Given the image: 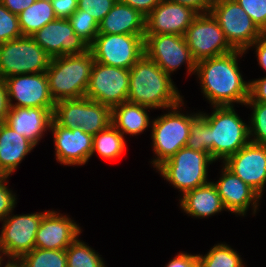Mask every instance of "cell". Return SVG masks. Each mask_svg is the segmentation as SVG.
Wrapping results in <instances>:
<instances>
[{
  "mask_svg": "<svg viewBox=\"0 0 266 267\" xmlns=\"http://www.w3.org/2000/svg\"><path fill=\"white\" fill-rule=\"evenodd\" d=\"M246 52L234 50L231 53L202 59L197 62L195 75L205 98L213 106L245 105L249 99L250 82L243 79L238 66V57Z\"/></svg>",
  "mask_w": 266,
  "mask_h": 267,
  "instance_id": "obj_1",
  "label": "cell"
},
{
  "mask_svg": "<svg viewBox=\"0 0 266 267\" xmlns=\"http://www.w3.org/2000/svg\"><path fill=\"white\" fill-rule=\"evenodd\" d=\"M172 80L144 54L130 68L127 101L151 109L168 110L183 101Z\"/></svg>",
  "mask_w": 266,
  "mask_h": 267,
  "instance_id": "obj_2",
  "label": "cell"
},
{
  "mask_svg": "<svg viewBox=\"0 0 266 267\" xmlns=\"http://www.w3.org/2000/svg\"><path fill=\"white\" fill-rule=\"evenodd\" d=\"M94 62L90 49L81 54L51 58L45 73L55 103L85 97Z\"/></svg>",
  "mask_w": 266,
  "mask_h": 267,
  "instance_id": "obj_3",
  "label": "cell"
},
{
  "mask_svg": "<svg viewBox=\"0 0 266 267\" xmlns=\"http://www.w3.org/2000/svg\"><path fill=\"white\" fill-rule=\"evenodd\" d=\"M212 114L200 112L210 125V155L214 161L237 153L250 143L249 125L243 122L234 106H213Z\"/></svg>",
  "mask_w": 266,
  "mask_h": 267,
  "instance_id": "obj_4",
  "label": "cell"
},
{
  "mask_svg": "<svg viewBox=\"0 0 266 267\" xmlns=\"http://www.w3.org/2000/svg\"><path fill=\"white\" fill-rule=\"evenodd\" d=\"M215 162L210 153L198 152L188 147L178 150L170 159L159 165L161 176L178 189L182 195L208 181V165Z\"/></svg>",
  "mask_w": 266,
  "mask_h": 267,
  "instance_id": "obj_5",
  "label": "cell"
},
{
  "mask_svg": "<svg viewBox=\"0 0 266 267\" xmlns=\"http://www.w3.org/2000/svg\"><path fill=\"white\" fill-rule=\"evenodd\" d=\"M52 119L64 128L78 127L94 136L112 124V108L87 97L65 99L55 103Z\"/></svg>",
  "mask_w": 266,
  "mask_h": 267,
  "instance_id": "obj_6",
  "label": "cell"
},
{
  "mask_svg": "<svg viewBox=\"0 0 266 267\" xmlns=\"http://www.w3.org/2000/svg\"><path fill=\"white\" fill-rule=\"evenodd\" d=\"M183 102L169 108L168 113L152 120L151 137L155 158L151 164L154 168L186 146L190 135V114L180 112V107L184 106Z\"/></svg>",
  "mask_w": 266,
  "mask_h": 267,
  "instance_id": "obj_7",
  "label": "cell"
},
{
  "mask_svg": "<svg viewBox=\"0 0 266 267\" xmlns=\"http://www.w3.org/2000/svg\"><path fill=\"white\" fill-rule=\"evenodd\" d=\"M51 58L30 36L0 43V78L45 72Z\"/></svg>",
  "mask_w": 266,
  "mask_h": 267,
  "instance_id": "obj_8",
  "label": "cell"
},
{
  "mask_svg": "<svg viewBox=\"0 0 266 267\" xmlns=\"http://www.w3.org/2000/svg\"><path fill=\"white\" fill-rule=\"evenodd\" d=\"M210 13L218 21L227 41L235 50L247 52V49L264 35L235 0L213 3Z\"/></svg>",
  "mask_w": 266,
  "mask_h": 267,
  "instance_id": "obj_9",
  "label": "cell"
},
{
  "mask_svg": "<svg viewBox=\"0 0 266 267\" xmlns=\"http://www.w3.org/2000/svg\"><path fill=\"white\" fill-rule=\"evenodd\" d=\"M47 212L22 215H14L11 212L1 221L3 222L0 232V256L2 260L7 257L8 260L18 261L35 248L36 233L42 217Z\"/></svg>",
  "mask_w": 266,
  "mask_h": 267,
  "instance_id": "obj_10",
  "label": "cell"
},
{
  "mask_svg": "<svg viewBox=\"0 0 266 267\" xmlns=\"http://www.w3.org/2000/svg\"><path fill=\"white\" fill-rule=\"evenodd\" d=\"M144 36L98 34L89 49L95 62L130 69L145 54Z\"/></svg>",
  "mask_w": 266,
  "mask_h": 267,
  "instance_id": "obj_11",
  "label": "cell"
},
{
  "mask_svg": "<svg viewBox=\"0 0 266 267\" xmlns=\"http://www.w3.org/2000/svg\"><path fill=\"white\" fill-rule=\"evenodd\" d=\"M145 55L154 61L171 77L181 65L186 64L187 72H196L197 61L193 58L185 37L173 34H157L144 36Z\"/></svg>",
  "mask_w": 266,
  "mask_h": 267,
  "instance_id": "obj_12",
  "label": "cell"
},
{
  "mask_svg": "<svg viewBox=\"0 0 266 267\" xmlns=\"http://www.w3.org/2000/svg\"><path fill=\"white\" fill-rule=\"evenodd\" d=\"M184 37L197 62L206 58L222 56L235 50L210 12L198 14L187 28Z\"/></svg>",
  "mask_w": 266,
  "mask_h": 267,
  "instance_id": "obj_13",
  "label": "cell"
},
{
  "mask_svg": "<svg viewBox=\"0 0 266 267\" xmlns=\"http://www.w3.org/2000/svg\"><path fill=\"white\" fill-rule=\"evenodd\" d=\"M130 69L94 62L85 97L113 108L127 101Z\"/></svg>",
  "mask_w": 266,
  "mask_h": 267,
  "instance_id": "obj_14",
  "label": "cell"
},
{
  "mask_svg": "<svg viewBox=\"0 0 266 267\" xmlns=\"http://www.w3.org/2000/svg\"><path fill=\"white\" fill-rule=\"evenodd\" d=\"M4 81L10 107L46 108L53 114L55 102L45 72L14 75ZM14 99L16 103H13Z\"/></svg>",
  "mask_w": 266,
  "mask_h": 267,
  "instance_id": "obj_15",
  "label": "cell"
},
{
  "mask_svg": "<svg viewBox=\"0 0 266 267\" xmlns=\"http://www.w3.org/2000/svg\"><path fill=\"white\" fill-rule=\"evenodd\" d=\"M223 163L262 197L266 184V145L250 142Z\"/></svg>",
  "mask_w": 266,
  "mask_h": 267,
  "instance_id": "obj_16",
  "label": "cell"
},
{
  "mask_svg": "<svg viewBox=\"0 0 266 267\" xmlns=\"http://www.w3.org/2000/svg\"><path fill=\"white\" fill-rule=\"evenodd\" d=\"M31 37L52 58L81 54L89 50V45L74 32L68 19L57 18Z\"/></svg>",
  "mask_w": 266,
  "mask_h": 267,
  "instance_id": "obj_17",
  "label": "cell"
},
{
  "mask_svg": "<svg viewBox=\"0 0 266 267\" xmlns=\"http://www.w3.org/2000/svg\"><path fill=\"white\" fill-rule=\"evenodd\" d=\"M53 134L55 158L64 165H84L91 158L93 136L81 128L68 129L58 125L53 119L50 123Z\"/></svg>",
  "mask_w": 266,
  "mask_h": 267,
  "instance_id": "obj_18",
  "label": "cell"
},
{
  "mask_svg": "<svg viewBox=\"0 0 266 267\" xmlns=\"http://www.w3.org/2000/svg\"><path fill=\"white\" fill-rule=\"evenodd\" d=\"M198 15L191 7L161 0L146 16L145 35L173 34L184 36L193 19Z\"/></svg>",
  "mask_w": 266,
  "mask_h": 267,
  "instance_id": "obj_19",
  "label": "cell"
},
{
  "mask_svg": "<svg viewBox=\"0 0 266 267\" xmlns=\"http://www.w3.org/2000/svg\"><path fill=\"white\" fill-rule=\"evenodd\" d=\"M79 224L70 217L54 210L42 217L35 237V248L66 250L81 233Z\"/></svg>",
  "mask_w": 266,
  "mask_h": 267,
  "instance_id": "obj_20",
  "label": "cell"
},
{
  "mask_svg": "<svg viewBox=\"0 0 266 267\" xmlns=\"http://www.w3.org/2000/svg\"><path fill=\"white\" fill-rule=\"evenodd\" d=\"M222 167V174L214 184L226 211L245 216L249 207L253 206V214L256 215L262 197L224 165Z\"/></svg>",
  "mask_w": 266,
  "mask_h": 267,
  "instance_id": "obj_21",
  "label": "cell"
},
{
  "mask_svg": "<svg viewBox=\"0 0 266 267\" xmlns=\"http://www.w3.org/2000/svg\"><path fill=\"white\" fill-rule=\"evenodd\" d=\"M51 121L52 113L46 108L10 107L5 123L36 146Z\"/></svg>",
  "mask_w": 266,
  "mask_h": 267,
  "instance_id": "obj_22",
  "label": "cell"
},
{
  "mask_svg": "<svg viewBox=\"0 0 266 267\" xmlns=\"http://www.w3.org/2000/svg\"><path fill=\"white\" fill-rule=\"evenodd\" d=\"M99 34L145 35L146 17L118 0L99 22Z\"/></svg>",
  "mask_w": 266,
  "mask_h": 267,
  "instance_id": "obj_23",
  "label": "cell"
},
{
  "mask_svg": "<svg viewBox=\"0 0 266 267\" xmlns=\"http://www.w3.org/2000/svg\"><path fill=\"white\" fill-rule=\"evenodd\" d=\"M35 147L5 122L0 123V176H10Z\"/></svg>",
  "mask_w": 266,
  "mask_h": 267,
  "instance_id": "obj_24",
  "label": "cell"
},
{
  "mask_svg": "<svg viewBox=\"0 0 266 267\" xmlns=\"http://www.w3.org/2000/svg\"><path fill=\"white\" fill-rule=\"evenodd\" d=\"M179 201L181 209L194 218H207L223 210L226 211L212 181L187 191Z\"/></svg>",
  "mask_w": 266,
  "mask_h": 267,
  "instance_id": "obj_25",
  "label": "cell"
},
{
  "mask_svg": "<svg viewBox=\"0 0 266 267\" xmlns=\"http://www.w3.org/2000/svg\"><path fill=\"white\" fill-rule=\"evenodd\" d=\"M151 109L136 103L123 102L112 108V125L123 135H138L151 127L147 110Z\"/></svg>",
  "mask_w": 266,
  "mask_h": 267,
  "instance_id": "obj_26",
  "label": "cell"
},
{
  "mask_svg": "<svg viewBox=\"0 0 266 267\" xmlns=\"http://www.w3.org/2000/svg\"><path fill=\"white\" fill-rule=\"evenodd\" d=\"M50 0H36L18 15L23 36H32L51 21L56 20Z\"/></svg>",
  "mask_w": 266,
  "mask_h": 267,
  "instance_id": "obj_27",
  "label": "cell"
},
{
  "mask_svg": "<svg viewBox=\"0 0 266 267\" xmlns=\"http://www.w3.org/2000/svg\"><path fill=\"white\" fill-rule=\"evenodd\" d=\"M126 148L124 135L112 124L103 131L93 136L92 155L96 152L106 160H116Z\"/></svg>",
  "mask_w": 266,
  "mask_h": 267,
  "instance_id": "obj_28",
  "label": "cell"
},
{
  "mask_svg": "<svg viewBox=\"0 0 266 267\" xmlns=\"http://www.w3.org/2000/svg\"><path fill=\"white\" fill-rule=\"evenodd\" d=\"M197 255L199 267H245L241 255L225 243L215 244L204 256Z\"/></svg>",
  "mask_w": 266,
  "mask_h": 267,
  "instance_id": "obj_29",
  "label": "cell"
},
{
  "mask_svg": "<svg viewBox=\"0 0 266 267\" xmlns=\"http://www.w3.org/2000/svg\"><path fill=\"white\" fill-rule=\"evenodd\" d=\"M67 267H107L101 255L78 238L65 250Z\"/></svg>",
  "mask_w": 266,
  "mask_h": 267,
  "instance_id": "obj_30",
  "label": "cell"
},
{
  "mask_svg": "<svg viewBox=\"0 0 266 267\" xmlns=\"http://www.w3.org/2000/svg\"><path fill=\"white\" fill-rule=\"evenodd\" d=\"M18 261L23 267H67L65 250L34 248Z\"/></svg>",
  "mask_w": 266,
  "mask_h": 267,
  "instance_id": "obj_31",
  "label": "cell"
},
{
  "mask_svg": "<svg viewBox=\"0 0 266 267\" xmlns=\"http://www.w3.org/2000/svg\"><path fill=\"white\" fill-rule=\"evenodd\" d=\"M186 147L210 153V125L200 112L190 113V135Z\"/></svg>",
  "mask_w": 266,
  "mask_h": 267,
  "instance_id": "obj_32",
  "label": "cell"
},
{
  "mask_svg": "<svg viewBox=\"0 0 266 267\" xmlns=\"http://www.w3.org/2000/svg\"><path fill=\"white\" fill-rule=\"evenodd\" d=\"M74 32L82 38L89 46L99 34V23L85 11L77 9L69 18Z\"/></svg>",
  "mask_w": 266,
  "mask_h": 267,
  "instance_id": "obj_33",
  "label": "cell"
},
{
  "mask_svg": "<svg viewBox=\"0 0 266 267\" xmlns=\"http://www.w3.org/2000/svg\"><path fill=\"white\" fill-rule=\"evenodd\" d=\"M248 105L253 110L249 121L250 141L266 145V103L246 102L245 106Z\"/></svg>",
  "mask_w": 266,
  "mask_h": 267,
  "instance_id": "obj_34",
  "label": "cell"
},
{
  "mask_svg": "<svg viewBox=\"0 0 266 267\" xmlns=\"http://www.w3.org/2000/svg\"><path fill=\"white\" fill-rule=\"evenodd\" d=\"M23 37L18 16L11 13L0 3V43Z\"/></svg>",
  "mask_w": 266,
  "mask_h": 267,
  "instance_id": "obj_35",
  "label": "cell"
},
{
  "mask_svg": "<svg viewBox=\"0 0 266 267\" xmlns=\"http://www.w3.org/2000/svg\"><path fill=\"white\" fill-rule=\"evenodd\" d=\"M257 27L266 34V0H235Z\"/></svg>",
  "mask_w": 266,
  "mask_h": 267,
  "instance_id": "obj_36",
  "label": "cell"
},
{
  "mask_svg": "<svg viewBox=\"0 0 266 267\" xmlns=\"http://www.w3.org/2000/svg\"><path fill=\"white\" fill-rule=\"evenodd\" d=\"M118 0H78V9L92 16L99 23Z\"/></svg>",
  "mask_w": 266,
  "mask_h": 267,
  "instance_id": "obj_37",
  "label": "cell"
},
{
  "mask_svg": "<svg viewBox=\"0 0 266 267\" xmlns=\"http://www.w3.org/2000/svg\"><path fill=\"white\" fill-rule=\"evenodd\" d=\"M9 176H0V221L15 208L16 194L7 186Z\"/></svg>",
  "mask_w": 266,
  "mask_h": 267,
  "instance_id": "obj_38",
  "label": "cell"
},
{
  "mask_svg": "<svg viewBox=\"0 0 266 267\" xmlns=\"http://www.w3.org/2000/svg\"><path fill=\"white\" fill-rule=\"evenodd\" d=\"M57 18L68 19L77 9L78 0H50Z\"/></svg>",
  "mask_w": 266,
  "mask_h": 267,
  "instance_id": "obj_39",
  "label": "cell"
},
{
  "mask_svg": "<svg viewBox=\"0 0 266 267\" xmlns=\"http://www.w3.org/2000/svg\"><path fill=\"white\" fill-rule=\"evenodd\" d=\"M249 82V99L246 102L266 103V76Z\"/></svg>",
  "mask_w": 266,
  "mask_h": 267,
  "instance_id": "obj_40",
  "label": "cell"
},
{
  "mask_svg": "<svg viewBox=\"0 0 266 267\" xmlns=\"http://www.w3.org/2000/svg\"><path fill=\"white\" fill-rule=\"evenodd\" d=\"M166 267H198V255L179 252Z\"/></svg>",
  "mask_w": 266,
  "mask_h": 267,
  "instance_id": "obj_41",
  "label": "cell"
},
{
  "mask_svg": "<svg viewBox=\"0 0 266 267\" xmlns=\"http://www.w3.org/2000/svg\"><path fill=\"white\" fill-rule=\"evenodd\" d=\"M122 3L141 12L145 17L153 11L161 0H120Z\"/></svg>",
  "mask_w": 266,
  "mask_h": 267,
  "instance_id": "obj_42",
  "label": "cell"
},
{
  "mask_svg": "<svg viewBox=\"0 0 266 267\" xmlns=\"http://www.w3.org/2000/svg\"><path fill=\"white\" fill-rule=\"evenodd\" d=\"M167 1L191 7L198 14L209 13L212 5L208 0H167Z\"/></svg>",
  "mask_w": 266,
  "mask_h": 267,
  "instance_id": "obj_43",
  "label": "cell"
},
{
  "mask_svg": "<svg viewBox=\"0 0 266 267\" xmlns=\"http://www.w3.org/2000/svg\"><path fill=\"white\" fill-rule=\"evenodd\" d=\"M251 47L256 49L255 54L257 56L258 64L266 72V34L257 39L247 50Z\"/></svg>",
  "mask_w": 266,
  "mask_h": 267,
  "instance_id": "obj_44",
  "label": "cell"
},
{
  "mask_svg": "<svg viewBox=\"0 0 266 267\" xmlns=\"http://www.w3.org/2000/svg\"><path fill=\"white\" fill-rule=\"evenodd\" d=\"M10 109L6 84L3 78H0V123H4Z\"/></svg>",
  "mask_w": 266,
  "mask_h": 267,
  "instance_id": "obj_45",
  "label": "cell"
},
{
  "mask_svg": "<svg viewBox=\"0 0 266 267\" xmlns=\"http://www.w3.org/2000/svg\"><path fill=\"white\" fill-rule=\"evenodd\" d=\"M36 0H3L2 4L11 13L19 15L22 11L31 6Z\"/></svg>",
  "mask_w": 266,
  "mask_h": 267,
  "instance_id": "obj_46",
  "label": "cell"
},
{
  "mask_svg": "<svg viewBox=\"0 0 266 267\" xmlns=\"http://www.w3.org/2000/svg\"><path fill=\"white\" fill-rule=\"evenodd\" d=\"M2 263H4L3 260H1L0 262V267H2ZM4 267H23V266L17 260H8Z\"/></svg>",
  "mask_w": 266,
  "mask_h": 267,
  "instance_id": "obj_47",
  "label": "cell"
},
{
  "mask_svg": "<svg viewBox=\"0 0 266 267\" xmlns=\"http://www.w3.org/2000/svg\"><path fill=\"white\" fill-rule=\"evenodd\" d=\"M211 4L217 2V1H221V0H208Z\"/></svg>",
  "mask_w": 266,
  "mask_h": 267,
  "instance_id": "obj_48",
  "label": "cell"
}]
</instances>
